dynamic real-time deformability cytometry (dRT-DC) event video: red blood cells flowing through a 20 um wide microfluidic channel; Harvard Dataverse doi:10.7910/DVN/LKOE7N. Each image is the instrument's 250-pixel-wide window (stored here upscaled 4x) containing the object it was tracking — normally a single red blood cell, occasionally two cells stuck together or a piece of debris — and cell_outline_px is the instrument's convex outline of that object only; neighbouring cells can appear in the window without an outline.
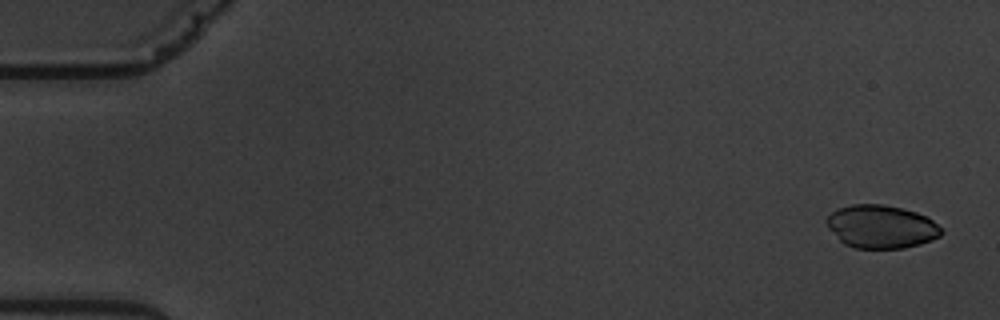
{"species": "common noctule bat (a hibernating species)", "species_latin": "Nyctalus noctula", "temperature_condition": "warm", "stored_images_in_passage": 5, "camera_frame_rate_fps": 3000, "um_per_image_px": 0.085, "animal": {"sex": "male", "body_mass_g": 19.5, "forearm_length_mm": 54.6}, "frame": {"image": 1, "passage_image": 1, "time_ms": 0.0, "image_size_px": [1000, 320], "cell_outline_px": [[944, 232], [940, 236], [932, 240], [920, 244], [904, 248], [856, 248], [844, 244], [828, 228], [824, 220], [836, 208], [852, 204], [884, 204], [916, 212], [932, 220]], "centroid_in_image_um": [74.87, 19.26], "position_along_channel_um": 10.1, "area_um2": 28.84}}